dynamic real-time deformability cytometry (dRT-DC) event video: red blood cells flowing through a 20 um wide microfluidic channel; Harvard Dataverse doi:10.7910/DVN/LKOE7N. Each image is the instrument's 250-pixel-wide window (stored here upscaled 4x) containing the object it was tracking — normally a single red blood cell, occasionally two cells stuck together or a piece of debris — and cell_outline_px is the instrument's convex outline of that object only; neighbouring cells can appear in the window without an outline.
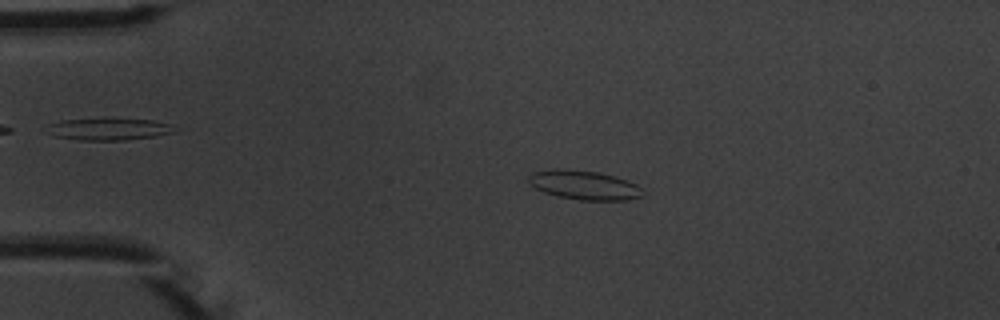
{"species": "common noctule bat (a hibernating species)", "species_latin": "Nyctalus noctula", "temperature_condition": "warm", "stored_images_in_passage": 4, "camera_frame_rate_fps": 3000, "um_per_image_px": 0.085, "animal": {"sex": "male", "body_mass_g": 20.1, "forearm_length_mm": 53.5}, "frame": {"image": 1, "passage_image": 3, "time_ms": 2.333, "image_size_px": [1000, 320], "cell_outline_px": [[644, 196], [628, 200], [580, 200], [556, 196], [544, 192], [536, 188], [528, 180], [528, 176], [532, 172], [556, 168], [560, 168], [600, 172], [616, 176], [636, 184], [644, 188]], "centroid_in_image_um": [49.69, 15.73], "position_along_channel_um": 35.3, "area_um2": 19.65}}